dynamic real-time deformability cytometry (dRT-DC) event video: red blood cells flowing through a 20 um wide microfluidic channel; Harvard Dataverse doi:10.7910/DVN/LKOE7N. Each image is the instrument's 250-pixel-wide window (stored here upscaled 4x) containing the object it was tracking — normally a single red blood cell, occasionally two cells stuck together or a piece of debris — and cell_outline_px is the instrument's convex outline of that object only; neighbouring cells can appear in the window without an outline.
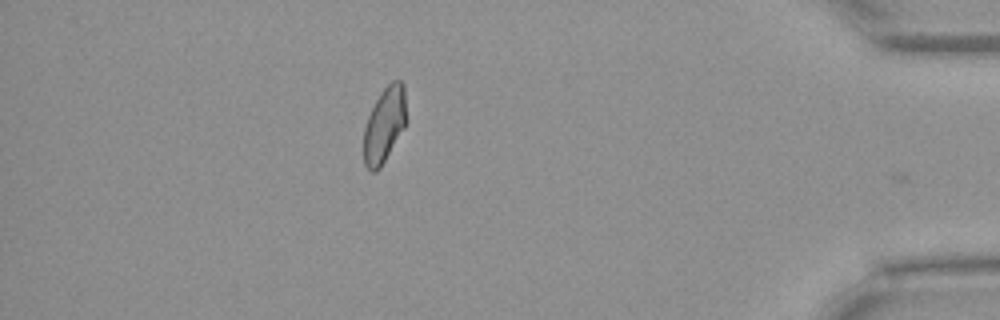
{"species": "Egyptian fruit bat (a non-hibernating species)", "species_latin": "Rousettus aegyptiacus", "temperature_condition": "warm", "stored_images_in_passage": 40, "camera_frame_rate_fps": 3000, "um_per_image_px": 0.085, "animal": {"sex": "female"}, "frame": {"image": 1, "passage_image": 39, "time_ms": 12.667, "image_size_px": [1000, 320], "cell_outline_px": [[404, 128], [380, 168], [376, 172], [372, 172], [364, 164], [364, 128], [368, 116], [380, 92], [392, 80], [400, 80], [404, 84]], "centroid_in_image_um": [32.64, 10.62], "position_along_channel_um": 402.6, "area_um2": 18.26}}